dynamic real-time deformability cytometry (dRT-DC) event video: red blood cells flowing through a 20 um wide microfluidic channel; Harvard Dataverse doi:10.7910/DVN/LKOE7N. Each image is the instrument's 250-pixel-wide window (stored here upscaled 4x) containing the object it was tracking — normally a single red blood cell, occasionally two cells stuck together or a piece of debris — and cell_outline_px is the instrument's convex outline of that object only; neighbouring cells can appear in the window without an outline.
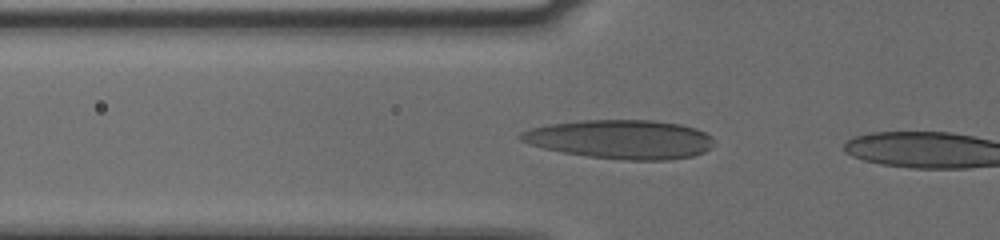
{"species": "human", "species_latin": "Homo sapiens", "temperature_condition": "cold", "stored_images_in_passage": 8, "camera_frame_rate_fps": 3000, "um_per_image_px": 0.085, "donor": {"sex": "male"}, "frame": {"image": 1, "passage_image": 6, "time_ms": 1.667, "image_size_px": [1000, 240], "cell_outline_px": [[716, 144], [712, 148], [704, 152], [692, 156], [668, 160], [624, 160], [588, 156], [560, 152], [528, 144], [520, 140], [516, 136], [520, 132], [532, 128], [548, 124], [580, 120], [652, 120], [680, 124], [696, 128], [712, 136]], "centroid_in_image_um": [52.76, 11.84], "position_along_channel_um": 73.0, "area_um2": 44.27}}